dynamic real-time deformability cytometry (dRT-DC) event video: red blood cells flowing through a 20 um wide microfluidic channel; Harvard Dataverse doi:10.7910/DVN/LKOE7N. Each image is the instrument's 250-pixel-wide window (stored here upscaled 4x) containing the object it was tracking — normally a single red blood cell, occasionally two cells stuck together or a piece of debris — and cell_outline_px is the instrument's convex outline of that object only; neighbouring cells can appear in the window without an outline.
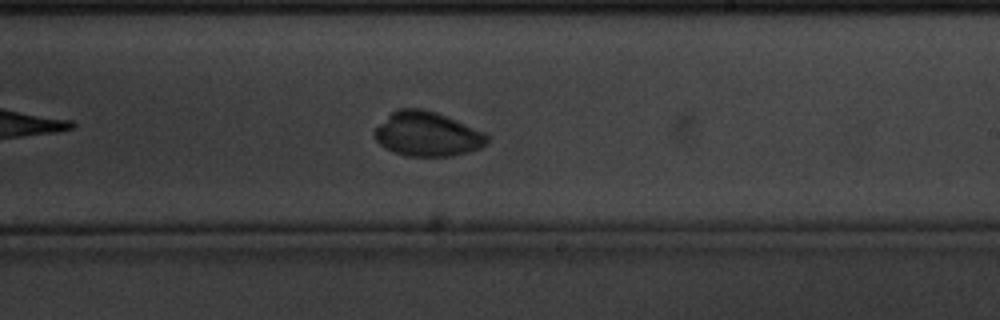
{"species": "common noctule bat (a hibernating species)", "species_latin": "Nyctalus noctula", "temperature_condition": "cold", "stored_images_in_passage": 55, "camera_frame_rate_fps": 3000, "um_per_image_px": 0.085, "animal": {"sex": "male", "body_mass_g": 20.1, "forearm_length_mm": 53.5}, "frame": {"image": 1, "passage_image": 30, "time_ms": 9.667, "image_size_px": [1000, 320], "cell_outline_px": [[488, 140], [480, 148], [468, 152], [448, 156], [408, 156], [384, 148], [376, 140], [372, 132], [396, 108], [420, 108], [436, 112], [488, 132]], "centroid_in_image_um": [36.34, 11.39], "position_along_channel_um": 252.7, "area_um2": 29.19}}
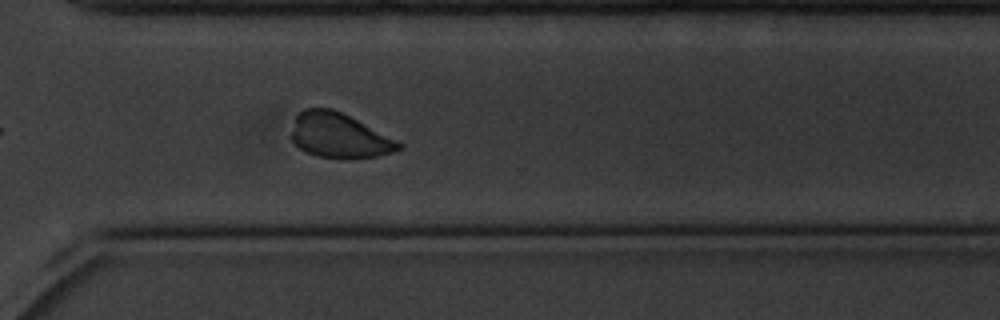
{"frame": {"image": 2, "passage_image": 38, "time_ms": 12.333, "image_size_px": [1000, 320], "cell_outline_px": [[404, 148], [392, 152], [376, 156], [316, 156], [300, 148], [292, 140], [292, 132], [296, 116], [304, 108], [332, 108], [404, 144]], "centroid_in_image_um": [28.81, 11.49], "position_along_channel_um": 341.8, "area_um2": 26.88}}
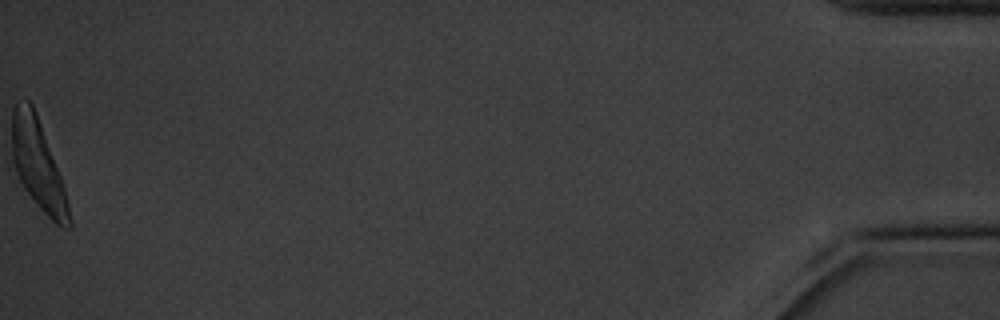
{"frame": {"image": 3, "passage_image": 55, "time_ms": 18.0, "image_size_px": [1000, 320], "cell_outline_px": [[72, 228], [64, 228], [56, 224], [36, 204], [24, 188], [16, 172], [12, 160], [12, 108], [16, 104], [28, 100], [32, 104], [36, 112], [60, 176], [64, 188], [72, 220]], "centroid_in_image_um": [3.22, 14.03], "position_along_channel_um": 432.0, "area_um2": 29.36}, "authors_computed_cell_mechanics": {"area_um2": 29.3624, "velocity_mm_per_s": 3.3536, "shape_relaxation_time_tau1_ms": 5.0512, "shape_relaxation_time_tau2_ms": null, "deformation_change_tau1": 0.2448, "deformation_change_tau2": null}}